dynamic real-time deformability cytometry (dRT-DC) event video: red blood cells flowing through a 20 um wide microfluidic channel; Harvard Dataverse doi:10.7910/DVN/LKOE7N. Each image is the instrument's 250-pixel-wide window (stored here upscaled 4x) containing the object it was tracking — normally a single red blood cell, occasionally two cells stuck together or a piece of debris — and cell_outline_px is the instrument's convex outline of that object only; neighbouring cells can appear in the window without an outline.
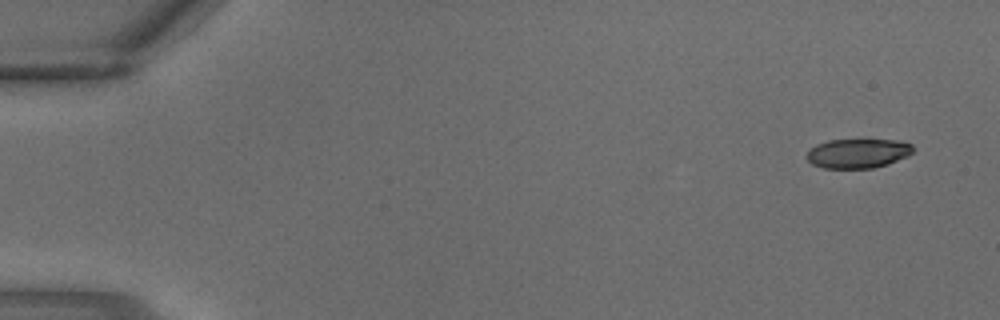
{"species": "common noctule bat (a hibernating species)", "species_latin": "Nyctalus noctula", "temperature_condition": "warm", "stored_images_in_passage": 3, "camera_frame_rate_fps": 3000, "um_per_image_px": 0.085, "animal": {"sex": "male", "body_mass_g": 18.8}, "frame": {"image": 1, "passage_image": 1, "time_ms": 0.0, "image_size_px": [1000, 320], "cell_outline_px": [[916, 148], [908, 156], [888, 164], [872, 168], [824, 168], [812, 164], [804, 156], [816, 144], [828, 140], [900, 140], [912, 144]], "centroid_in_image_um": [72.94, 13.03], "position_along_channel_um": 12.1, "area_um2": 18.32}}